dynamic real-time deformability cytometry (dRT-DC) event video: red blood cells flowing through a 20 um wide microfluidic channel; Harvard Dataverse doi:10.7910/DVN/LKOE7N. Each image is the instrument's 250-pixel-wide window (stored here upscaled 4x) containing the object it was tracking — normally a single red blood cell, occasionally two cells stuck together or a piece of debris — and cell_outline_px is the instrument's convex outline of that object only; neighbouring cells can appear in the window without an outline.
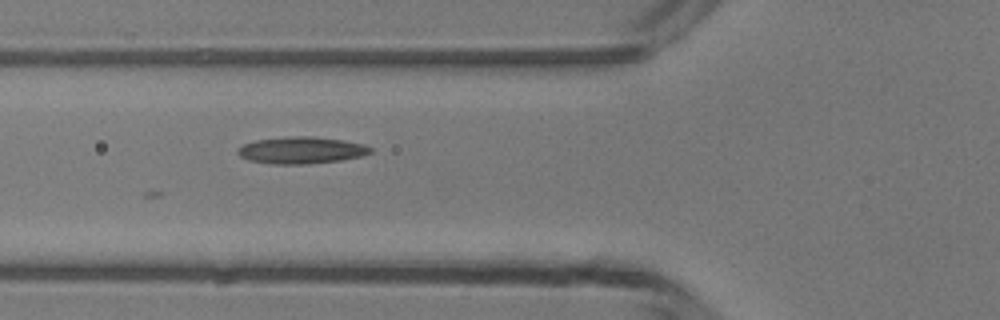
{"species": "common noctule bat (a hibernating species)", "species_latin": "Nyctalus noctula", "temperature_condition": "room temperature", "stored_images_in_passage": 2, "camera_frame_rate_fps": 3000, "um_per_image_px": 0.085, "animal": {"sex": "male", "body_mass_g": 13.3}, "frame": {"image": 1, "passage_image": 2, "time_ms": 1.0, "image_size_px": [1000, 320], "cell_outline_px": [[372, 152], [360, 156], [340, 160], [304, 164], [272, 164], [248, 160], [240, 156], [236, 152], [236, 148], [244, 144], [256, 140], [292, 136], [312, 136], [344, 140], [364, 144], [372, 148]], "centroid_in_image_um": [25.59, 12.76], "position_along_channel_um": 100.2, "area_um2": 20.75}}